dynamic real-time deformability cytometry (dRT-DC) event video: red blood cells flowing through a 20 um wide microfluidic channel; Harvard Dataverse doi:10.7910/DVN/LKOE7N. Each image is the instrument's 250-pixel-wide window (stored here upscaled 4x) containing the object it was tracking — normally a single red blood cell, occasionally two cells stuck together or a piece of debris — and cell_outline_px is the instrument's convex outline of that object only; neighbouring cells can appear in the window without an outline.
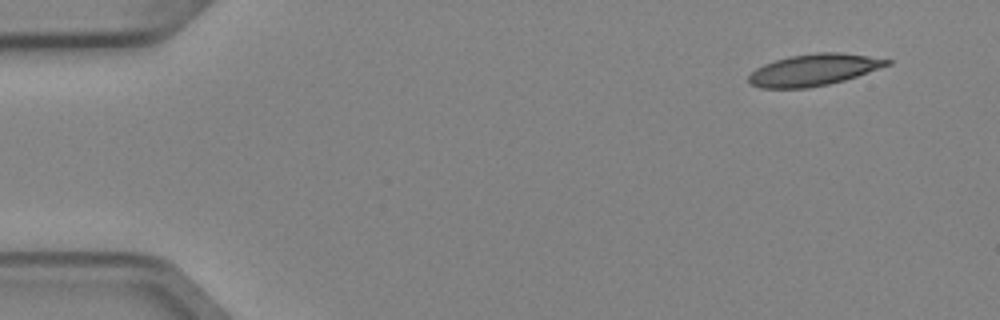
{"species": "Egyptian fruit bat (a non-hibernating species)", "species_latin": "Rousettus aegyptiacus", "temperature_condition": "cold", "stored_images_in_passage": 4, "camera_frame_rate_fps": 3000, "um_per_image_px": 0.085, "animal": {"sex": "female"}, "frame": {"image": 1, "passage_image": 1, "time_ms": 0.0, "image_size_px": [1000, 320], "cell_outline_px": [[892, 64], [844, 80], [828, 84], [808, 88], [760, 88], [748, 84], [748, 76], [756, 68], [764, 64], [788, 56], [816, 52], [840, 52], [868, 56], [892, 60]], "centroid_in_image_um": [69.14, 5.94], "position_along_channel_um": 15.9, "area_um2": 25.55}}
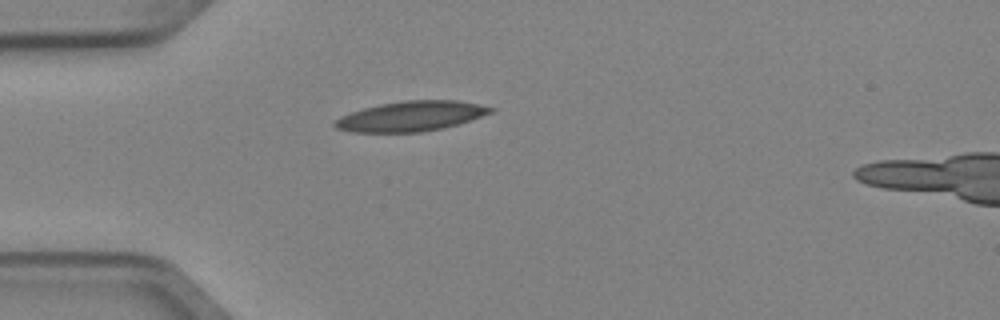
{"frame": {"image": 2, "passage_image": 4, "time_ms": 1.0, "image_size_px": [1000, 320], "cell_outline_px": [[496, 108], [492, 112], [444, 128], [420, 132], [352, 132], [336, 128], [332, 124], [340, 116], [364, 108], [380, 104], [404, 100], [456, 100], [480, 104]], "centroid_in_image_um": [34.92, 9.87], "position_along_channel_um": 50.1, "area_um2": 27.05}}